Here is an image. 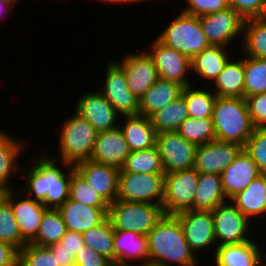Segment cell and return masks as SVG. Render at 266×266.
<instances>
[{
    "instance_id": "obj_19",
    "label": "cell",
    "mask_w": 266,
    "mask_h": 266,
    "mask_svg": "<svg viewBox=\"0 0 266 266\" xmlns=\"http://www.w3.org/2000/svg\"><path fill=\"white\" fill-rule=\"evenodd\" d=\"M262 175L258 165L242 149L226 169L220 174L223 191L229 200L246 189L254 179Z\"/></svg>"
},
{
    "instance_id": "obj_12",
    "label": "cell",
    "mask_w": 266,
    "mask_h": 266,
    "mask_svg": "<svg viewBox=\"0 0 266 266\" xmlns=\"http://www.w3.org/2000/svg\"><path fill=\"white\" fill-rule=\"evenodd\" d=\"M200 25L212 46H229L238 35L243 34L244 19L231 7L216 13L199 16Z\"/></svg>"
},
{
    "instance_id": "obj_1",
    "label": "cell",
    "mask_w": 266,
    "mask_h": 266,
    "mask_svg": "<svg viewBox=\"0 0 266 266\" xmlns=\"http://www.w3.org/2000/svg\"><path fill=\"white\" fill-rule=\"evenodd\" d=\"M56 160V157L49 158L42 153L33 160L32 168L25 171L27 174L22 173V178L27 179L26 186L22 188L28 190L30 198L41 201L47 208H58L69 199L70 178L75 170L70 163L62 162L63 167L68 169L64 173L55 165Z\"/></svg>"
},
{
    "instance_id": "obj_4",
    "label": "cell",
    "mask_w": 266,
    "mask_h": 266,
    "mask_svg": "<svg viewBox=\"0 0 266 266\" xmlns=\"http://www.w3.org/2000/svg\"><path fill=\"white\" fill-rule=\"evenodd\" d=\"M63 123L58 142L61 161L74 165L77 162L89 160L98 131L75 111L72 117Z\"/></svg>"
},
{
    "instance_id": "obj_14",
    "label": "cell",
    "mask_w": 266,
    "mask_h": 266,
    "mask_svg": "<svg viewBox=\"0 0 266 266\" xmlns=\"http://www.w3.org/2000/svg\"><path fill=\"white\" fill-rule=\"evenodd\" d=\"M175 216L179 219L185 240L194 253L214 244L216 246L212 211L187 210Z\"/></svg>"
},
{
    "instance_id": "obj_38",
    "label": "cell",
    "mask_w": 266,
    "mask_h": 266,
    "mask_svg": "<svg viewBox=\"0 0 266 266\" xmlns=\"http://www.w3.org/2000/svg\"><path fill=\"white\" fill-rule=\"evenodd\" d=\"M244 57L245 98L266 92V59Z\"/></svg>"
},
{
    "instance_id": "obj_32",
    "label": "cell",
    "mask_w": 266,
    "mask_h": 266,
    "mask_svg": "<svg viewBox=\"0 0 266 266\" xmlns=\"http://www.w3.org/2000/svg\"><path fill=\"white\" fill-rule=\"evenodd\" d=\"M23 147L25 148V145L22 140L10 137L5 130L0 132V186L6 190L11 189L10 185L8 186L9 176L13 171L18 173V164L16 163Z\"/></svg>"
},
{
    "instance_id": "obj_34",
    "label": "cell",
    "mask_w": 266,
    "mask_h": 266,
    "mask_svg": "<svg viewBox=\"0 0 266 266\" xmlns=\"http://www.w3.org/2000/svg\"><path fill=\"white\" fill-rule=\"evenodd\" d=\"M66 231V225L60 211L57 208H47L43 214L38 233L30 243L39 246L57 244Z\"/></svg>"
},
{
    "instance_id": "obj_15",
    "label": "cell",
    "mask_w": 266,
    "mask_h": 266,
    "mask_svg": "<svg viewBox=\"0 0 266 266\" xmlns=\"http://www.w3.org/2000/svg\"><path fill=\"white\" fill-rule=\"evenodd\" d=\"M243 146L238 143L213 140L197 147L194 169L198 173L220 175L234 161Z\"/></svg>"
},
{
    "instance_id": "obj_11",
    "label": "cell",
    "mask_w": 266,
    "mask_h": 266,
    "mask_svg": "<svg viewBox=\"0 0 266 266\" xmlns=\"http://www.w3.org/2000/svg\"><path fill=\"white\" fill-rule=\"evenodd\" d=\"M103 90L100 92L114 107V110L123 116L139 114V99L128 87L123 69L115 62H108Z\"/></svg>"
},
{
    "instance_id": "obj_10",
    "label": "cell",
    "mask_w": 266,
    "mask_h": 266,
    "mask_svg": "<svg viewBox=\"0 0 266 266\" xmlns=\"http://www.w3.org/2000/svg\"><path fill=\"white\" fill-rule=\"evenodd\" d=\"M218 205L213 211L216 245L240 244L252 240L248 236L250 220L232 203Z\"/></svg>"
},
{
    "instance_id": "obj_33",
    "label": "cell",
    "mask_w": 266,
    "mask_h": 266,
    "mask_svg": "<svg viewBox=\"0 0 266 266\" xmlns=\"http://www.w3.org/2000/svg\"><path fill=\"white\" fill-rule=\"evenodd\" d=\"M242 40L245 56L266 59V18L246 19Z\"/></svg>"
},
{
    "instance_id": "obj_53",
    "label": "cell",
    "mask_w": 266,
    "mask_h": 266,
    "mask_svg": "<svg viewBox=\"0 0 266 266\" xmlns=\"http://www.w3.org/2000/svg\"><path fill=\"white\" fill-rule=\"evenodd\" d=\"M131 263H128V264H126V265H124V266H135V265H130ZM137 266H159V265H157L154 261H152V260H146V261H144V262H142V264L140 263V264H138Z\"/></svg>"
},
{
    "instance_id": "obj_46",
    "label": "cell",
    "mask_w": 266,
    "mask_h": 266,
    "mask_svg": "<svg viewBox=\"0 0 266 266\" xmlns=\"http://www.w3.org/2000/svg\"><path fill=\"white\" fill-rule=\"evenodd\" d=\"M187 7L182 11L184 13L201 16L204 14L216 13L226 9L228 6L227 0H186Z\"/></svg>"
},
{
    "instance_id": "obj_5",
    "label": "cell",
    "mask_w": 266,
    "mask_h": 266,
    "mask_svg": "<svg viewBox=\"0 0 266 266\" xmlns=\"http://www.w3.org/2000/svg\"><path fill=\"white\" fill-rule=\"evenodd\" d=\"M162 205L116 199L108 207V219L114 230L134 231L146 235L163 217Z\"/></svg>"
},
{
    "instance_id": "obj_13",
    "label": "cell",
    "mask_w": 266,
    "mask_h": 266,
    "mask_svg": "<svg viewBox=\"0 0 266 266\" xmlns=\"http://www.w3.org/2000/svg\"><path fill=\"white\" fill-rule=\"evenodd\" d=\"M151 46V52L148 54L153 59L159 78L177 82L183 87L191 85L186 77L188 71L191 70V59L165 46L157 38Z\"/></svg>"
},
{
    "instance_id": "obj_31",
    "label": "cell",
    "mask_w": 266,
    "mask_h": 266,
    "mask_svg": "<svg viewBox=\"0 0 266 266\" xmlns=\"http://www.w3.org/2000/svg\"><path fill=\"white\" fill-rule=\"evenodd\" d=\"M189 117L185 98L181 95L167 106L152 114L149 119L157 134L177 131Z\"/></svg>"
},
{
    "instance_id": "obj_3",
    "label": "cell",
    "mask_w": 266,
    "mask_h": 266,
    "mask_svg": "<svg viewBox=\"0 0 266 266\" xmlns=\"http://www.w3.org/2000/svg\"><path fill=\"white\" fill-rule=\"evenodd\" d=\"M212 122L217 140L238 143L243 147L256 128L245 98L216 97Z\"/></svg>"
},
{
    "instance_id": "obj_50",
    "label": "cell",
    "mask_w": 266,
    "mask_h": 266,
    "mask_svg": "<svg viewBox=\"0 0 266 266\" xmlns=\"http://www.w3.org/2000/svg\"><path fill=\"white\" fill-rule=\"evenodd\" d=\"M55 256L58 266H75V258L66 250H59V243L48 246Z\"/></svg>"
},
{
    "instance_id": "obj_24",
    "label": "cell",
    "mask_w": 266,
    "mask_h": 266,
    "mask_svg": "<svg viewBox=\"0 0 266 266\" xmlns=\"http://www.w3.org/2000/svg\"><path fill=\"white\" fill-rule=\"evenodd\" d=\"M216 266H264L263 253L254 240L215 248ZM264 263V264H263Z\"/></svg>"
},
{
    "instance_id": "obj_27",
    "label": "cell",
    "mask_w": 266,
    "mask_h": 266,
    "mask_svg": "<svg viewBox=\"0 0 266 266\" xmlns=\"http://www.w3.org/2000/svg\"><path fill=\"white\" fill-rule=\"evenodd\" d=\"M231 203L249 220L266 213V175L262 174L231 199Z\"/></svg>"
},
{
    "instance_id": "obj_43",
    "label": "cell",
    "mask_w": 266,
    "mask_h": 266,
    "mask_svg": "<svg viewBox=\"0 0 266 266\" xmlns=\"http://www.w3.org/2000/svg\"><path fill=\"white\" fill-rule=\"evenodd\" d=\"M243 149L258 165L260 173L266 175V127L255 128Z\"/></svg>"
},
{
    "instance_id": "obj_47",
    "label": "cell",
    "mask_w": 266,
    "mask_h": 266,
    "mask_svg": "<svg viewBox=\"0 0 266 266\" xmlns=\"http://www.w3.org/2000/svg\"><path fill=\"white\" fill-rule=\"evenodd\" d=\"M75 266H113L105 257L99 255L86 244L75 255Z\"/></svg>"
},
{
    "instance_id": "obj_55",
    "label": "cell",
    "mask_w": 266,
    "mask_h": 266,
    "mask_svg": "<svg viewBox=\"0 0 266 266\" xmlns=\"http://www.w3.org/2000/svg\"><path fill=\"white\" fill-rule=\"evenodd\" d=\"M6 1H8V2L12 3L13 5H15L16 1L19 2L20 0H6Z\"/></svg>"
},
{
    "instance_id": "obj_36",
    "label": "cell",
    "mask_w": 266,
    "mask_h": 266,
    "mask_svg": "<svg viewBox=\"0 0 266 266\" xmlns=\"http://www.w3.org/2000/svg\"><path fill=\"white\" fill-rule=\"evenodd\" d=\"M84 243L114 266V229L107 218L104 222L82 233Z\"/></svg>"
},
{
    "instance_id": "obj_29",
    "label": "cell",
    "mask_w": 266,
    "mask_h": 266,
    "mask_svg": "<svg viewBox=\"0 0 266 266\" xmlns=\"http://www.w3.org/2000/svg\"><path fill=\"white\" fill-rule=\"evenodd\" d=\"M223 46H210L203 49L191 59V70L197 73L200 78L206 79L209 85L213 84L219 73L225 67L228 58Z\"/></svg>"
},
{
    "instance_id": "obj_45",
    "label": "cell",
    "mask_w": 266,
    "mask_h": 266,
    "mask_svg": "<svg viewBox=\"0 0 266 266\" xmlns=\"http://www.w3.org/2000/svg\"><path fill=\"white\" fill-rule=\"evenodd\" d=\"M253 125L266 127V92L245 98Z\"/></svg>"
},
{
    "instance_id": "obj_51",
    "label": "cell",
    "mask_w": 266,
    "mask_h": 266,
    "mask_svg": "<svg viewBox=\"0 0 266 266\" xmlns=\"http://www.w3.org/2000/svg\"><path fill=\"white\" fill-rule=\"evenodd\" d=\"M15 5H13L12 3L6 1V0H0V16H6L7 15V11L11 10L12 8H14ZM6 12V13H5Z\"/></svg>"
},
{
    "instance_id": "obj_6",
    "label": "cell",
    "mask_w": 266,
    "mask_h": 266,
    "mask_svg": "<svg viewBox=\"0 0 266 266\" xmlns=\"http://www.w3.org/2000/svg\"><path fill=\"white\" fill-rule=\"evenodd\" d=\"M165 28L157 39L189 59L211 46L202 31L198 16L181 11Z\"/></svg>"
},
{
    "instance_id": "obj_49",
    "label": "cell",
    "mask_w": 266,
    "mask_h": 266,
    "mask_svg": "<svg viewBox=\"0 0 266 266\" xmlns=\"http://www.w3.org/2000/svg\"><path fill=\"white\" fill-rule=\"evenodd\" d=\"M19 251L12 245L0 241V266H18Z\"/></svg>"
},
{
    "instance_id": "obj_8",
    "label": "cell",
    "mask_w": 266,
    "mask_h": 266,
    "mask_svg": "<svg viewBox=\"0 0 266 266\" xmlns=\"http://www.w3.org/2000/svg\"><path fill=\"white\" fill-rule=\"evenodd\" d=\"M165 174L119 172L117 199L162 205Z\"/></svg>"
},
{
    "instance_id": "obj_21",
    "label": "cell",
    "mask_w": 266,
    "mask_h": 266,
    "mask_svg": "<svg viewBox=\"0 0 266 266\" xmlns=\"http://www.w3.org/2000/svg\"><path fill=\"white\" fill-rule=\"evenodd\" d=\"M13 189L6 190L4 198L10 203L18 223L21 238L30 243L37 235L47 207L41 201L27 198L16 200Z\"/></svg>"
},
{
    "instance_id": "obj_25",
    "label": "cell",
    "mask_w": 266,
    "mask_h": 266,
    "mask_svg": "<svg viewBox=\"0 0 266 266\" xmlns=\"http://www.w3.org/2000/svg\"><path fill=\"white\" fill-rule=\"evenodd\" d=\"M183 86L159 78L139 100V115L150 117L181 96Z\"/></svg>"
},
{
    "instance_id": "obj_9",
    "label": "cell",
    "mask_w": 266,
    "mask_h": 266,
    "mask_svg": "<svg viewBox=\"0 0 266 266\" xmlns=\"http://www.w3.org/2000/svg\"><path fill=\"white\" fill-rule=\"evenodd\" d=\"M155 145L165 174L194 168L198 146L186 141L177 131L156 134Z\"/></svg>"
},
{
    "instance_id": "obj_37",
    "label": "cell",
    "mask_w": 266,
    "mask_h": 266,
    "mask_svg": "<svg viewBox=\"0 0 266 266\" xmlns=\"http://www.w3.org/2000/svg\"><path fill=\"white\" fill-rule=\"evenodd\" d=\"M188 85L183 87L181 95L186 100L188 114L193 119L212 118L213 106L216 95L210 93L206 88L195 89L194 86Z\"/></svg>"
},
{
    "instance_id": "obj_41",
    "label": "cell",
    "mask_w": 266,
    "mask_h": 266,
    "mask_svg": "<svg viewBox=\"0 0 266 266\" xmlns=\"http://www.w3.org/2000/svg\"><path fill=\"white\" fill-rule=\"evenodd\" d=\"M69 198L92 207H109V204L74 170L70 178Z\"/></svg>"
},
{
    "instance_id": "obj_56",
    "label": "cell",
    "mask_w": 266,
    "mask_h": 266,
    "mask_svg": "<svg viewBox=\"0 0 266 266\" xmlns=\"http://www.w3.org/2000/svg\"><path fill=\"white\" fill-rule=\"evenodd\" d=\"M262 255H263V258H264V257L266 258V253H263ZM265 266H266V264H265Z\"/></svg>"
},
{
    "instance_id": "obj_22",
    "label": "cell",
    "mask_w": 266,
    "mask_h": 266,
    "mask_svg": "<svg viewBox=\"0 0 266 266\" xmlns=\"http://www.w3.org/2000/svg\"><path fill=\"white\" fill-rule=\"evenodd\" d=\"M67 231L84 233L108 218V207H92L70 198L57 208Z\"/></svg>"
},
{
    "instance_id": "obj_52",
    "label": "cell",
    "mask_w": 266,
    "mask_h": 266,
    "mask_svg": "<svg viewBox=\"0 0 266 266\" xmlns=\"http://www.w3.org/2000/svg\"><path fill=\"white\" fill-rule=\"evenodd\" d=\"M99 1H105V3L107 2H111V3H118V4H121V3H138V2H142V1H145V0H99Z\"/></svg>"
},
{
    "instance_id": "obj_44",
    "label": "cell",
    "mask_w": 266,
    "mask_h": 266,
    "mask_svg": "<svg viewBox=\"0 0 266 266\" xmlns=\"http://www.w3.org/2000/svg\"><path fill=\"white\" fill-rule=\"evenodd\" d=\"M244 20L250 18H266V0H227Z\"/></svg>"
},
{
    "instance_id": "obj_23",
    "label": "cell",
    "mask_w": 266,
    "mask_h": 266,
    "mask_svg": "<svg viewBox=\"0 0 266 266\" xmlns=\"http://www.w3.org/2000/svg\"><path fill=\"white\" fill-rule=\"evenodd\" d=\"M113 252L114 266L149 260L148 237L132 230H114Z\"/></svg>"
},
{
    "instance_id": "obj_2",
    "label": "cell",
    "mask_w": 266,
    "mask_h": 266,
    "mask_svg": "<svg viewBox=\"0 0 266 266\" xmlns=\"http://www.w3.org/2000/svg\"><path fill=\"white\" fill-rule=\"evenodd\" d=\"M149 260L159 266H197L196 254L185 240L179 219L175 215H163L147 234Z\"/></svg>"
},
{
    "instance_id": "obj_42",
    "label": "cell",
    "mask_w": 266,
    "mask_h": 266,
    "mask_svg": "<svg viewBox=\"0 0 266 266\" xmlns=\"http://www.w3.org/2000/svg\"><path fill=\"white\" fill-rule=\"evenodd\" d=\"M18 266H58V264L48 246L27 243L19 251Z\"/></svg>"
},
{
    "instance_id": "obj_26",
    "label": "cell",
    "mask_w": 266,
    "mask_h": 266,
    "mask_svg": "<svg viewBox=\"0 0 266 266\" xmlns=\"http://www.w3.org/2000/svg\"><path fill=\"white\" fill-rule=\"evenodd\" d=\"M120 126L130 151L144 150L155 146L156 131L150 119L143 115L124 116Z\"/></svg>"
},
{
    "instance_id": "obj_48",
    "label": "cell",
    "mask_w": 266,
    "mask_h": 266,
    "mask_svg": "<svg viewBox=\"0 0 266 266\" xmlns=\"http://www.w3.org/2000/svg\"><path fill=\"white\" fill-rule=\"evenodd\" d=\"M85 245L82 233L66 231L59 241V250H66L75 257L76 253Z\"/></svg>"
},
{
    "instance_id": "obj_35",
    "label": "cell",
    "mask_w": 266,
    "mask_h": 266,
    "mask_svg": "<svg viewBox=\"0 0 266 266\" xmlns=\"http://www.w3.org/2000/svg\"><path fill=\"white\" fill-rule=\"evenodd\" d=\"M120 172L165 174L156 145L144 150L131 151Z\"/></svg>"
},
{
    "instance_id": "obj_54",
    "label": "cell",
    "mask_w": 266,
    "mask_h": 266,
    "mask_svg": "<svg viewBox=\"0 0 266 266\" xmlns=\"http://www.w3.org/2000/svg\"><path fill=\"white\" fill-rule=\"evenodd\" d=\"M6 189L0 186V202L4 199Z\"/></svg>"
},
{
    "instance_id": "obj_20",
    "label": "cell",
    "mask_w": 266,
    "mask_h": 266,
    "mask_svg": "<svg viewBox=\"0 0 266 266\" xmlns=\"http://www.w3.org/2000/svg\"><path fill=\"white\" fill-rule=\"evenodd\" d=\"M130 152L119 125L114 129L98 132L90 160L121 169Z\"/></svg>"
},
{
    "instance_id": "obj_16",
    "label": "cell",
    "mask_w": 266,
    "mask_h": 266,
    "mask_svg": "<svg viewBox=\"0 0 266 266\" xmlns=\"http://www.w3.org/2000/svg\"><path fill=\"white\" fill-rule=\"evenodd\" d=\"M74 169L108 204L118 196L120 169L89 160L75 163Z\"/></svg>"
},
{
    "instance_id": "obj_39",
    "label": "cell",
    "mask_w": 266,
    "mask_h": 266,
    "mask_svg": "<svg viewBox=\"0 0 266 266\" xmlns=\"http://www.w3.org/2000/svg\"><path fill=\"white\" fill-rule=\"evenodd\" d=\"M186 141L197 146L207 144L216 139L212 118L185 119L177 130Z\"/></svg>"
},
{
    "instance_id": "obj_28",
    "label": "cell",
    "mask_w": 266,
    "mask_h": 266,
    "mask_svg": "<svg viewBox=\"0 0 266 266\" xmlns=\"http://www.w3.org/2000/svg\"><path fill=\"white\" fill-rule=\"evenodd\" d=\"M228 200L221 183V176L217 174L199 173L198 186L195 192L193 210L213 211L218 205Z\"/></svg>"
},
{
    "instance_id": "obj_17",
    "label": "cell",
    "mask_w": 266,
    "mask_h": 266,
    "mask_svg": "<svg viewBox=\"0 0 266 266\" xmlns=\"http://www.w3.org/2000/svg\"><path fill=\"white\" fill-rule=\"evenodd\" d=\"M116 63L123 69L129 89L139 100L159 79L148 52L125 55L121 62Z\"/></svg>"
},
{
    "instance_id": "obj_40",
    "label": "cell",
    "mask_w": 266,
    "mask_h": 266,
    "mask_svg": "<svg viewBox=\"0 0 266 266\" xmlns=\"http://www.w3.org/2000/svg\"><path fill=\"white\" fill-rule=\"evenodd\" d=\"M0 241L12 245L18 251L27 244L21 238L13 209L5 198L0 202Z\"/></svg>"
},
{
    "instance_id": "obj_18",
    "label": "cell",
    "mask_w": 266,
    "mask_h": 266,
    "mask_svg": "<svg viewBox=\"0 0 266 266\" xmlns=\"http://www.w3.org/2000/svg\"><path fill=\"white\" fill-rule=\"evenodd\" d=\"M75 112L89 121L98 132L108 131L121 125L116 122L119 114L100 91L81 95L75 106Z\"/></svg>"
},
{
    "instance_id": "obj_7",
    "label": "cell",
    "mask_w": 266,
    "mask_h": 266,
    "mask_svg": "<svg viewBox=\"0 0 266 266\" xmlns=\"http://www.w3.org/2000/svg\"><path fill=\"white\" fill-rule=\"evenodd\" d=\"M199 173L194 169L165 174L162 208L165 215H177L193 210Z\"/></svg>"
},
{
    "instance_id": "obj_30",
    "label": "cell",
    "mask_w": 266,
    "mask_h": 266,
    "mask_svg": "<svg viewBox=\"0 0 266 266\" xmlns=\"http://www.w3.org/2000/svg\"><path fill=\"white\" fill-rule=\"evenodd\" d=\"M217 97L245 98L243 58L228 61L214 81Z\"/></svg>"
}]
</instances>
